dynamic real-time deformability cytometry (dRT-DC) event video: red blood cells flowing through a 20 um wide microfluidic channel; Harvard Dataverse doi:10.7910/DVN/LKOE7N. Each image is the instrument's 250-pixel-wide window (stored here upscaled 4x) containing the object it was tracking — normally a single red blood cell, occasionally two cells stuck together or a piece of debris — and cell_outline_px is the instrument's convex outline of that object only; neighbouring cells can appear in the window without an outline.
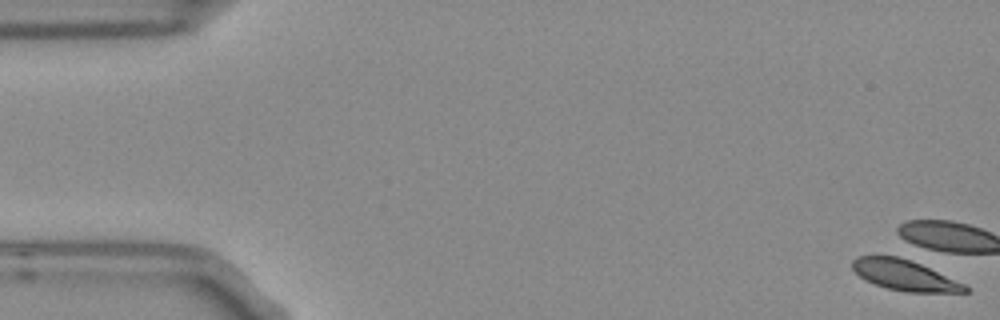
{"species": "Egyptian fruit bat (a non-hibernating species)", "species_latin": "Rousettus aegyptiacus", "temperature_condition": "room temperature", "stored_images_in_passage": 5, "camera_frame_rate_fps": 3000, "um_per_image_px": 0.085, "frame": {"image": 1, "passage_image": 1, "time_ms": 0.0, "image_size_px": [1000, 320], "cell_outline_px": [[968, 292], [908, 292], [888, 288], [876, 284], [860, 276], [852, 268], [852, 260], [856, 256], [896, 256], [920, 264], [964, 284], [968, 288]], "centroid_in_image_um": [76.86, 23.39], "position_along_channel_um": 8.1, "area_um2": 19.48}}